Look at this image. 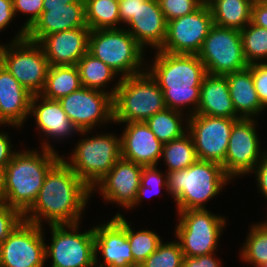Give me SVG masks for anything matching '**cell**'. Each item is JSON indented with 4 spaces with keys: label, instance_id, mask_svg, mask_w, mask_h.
<instances>
[{
    "label": "cell",
    "instance_id": "6da1fadb",
    "mask_svg": "<svg viewBox=\"0 0 267 267\" xmlns=\"http://www.w3.org/2000/svg\"><path fill=\"white\" fill-rule=\"evenodd\" d=\"M91 198V188L61 158L47 173L23 220L42 227L80 223L86 219L84 214Z\"/></svg>",
    "mask_w": 267,
    "mask_h": 267
},
{
    "label": "cell",
    "instance_id": "7a4b0ae2",
    "mask_svg": "<svg viewBox=\"0 0 267 267\" xmlns=\"http://www.w3.org/2000/svg\"><path fill=\"white\" fill-rule=\"evenodd\" d=\"M147 60V71L158 82L166 108L194 115L200 101V87L207 75L196 54H173L155 50Z\"/></svg>",
    "mask_w": 267,
    "mask_h": 267
},
{
    "label": "cell",
    "instance_id": "3957f363",
    "mask_svg": "<svg viewBox=\"0 0 267 267\" xmlns=\"http://www.w3.org/2000/svg\"><path fill=\"white\" fill-rule=\"evenodd\" d=\"M22 148L4 169V203L24 214L37 199L47 173L61 154L40 147Z\"/></svg>",
    "mask_w": 267,
    "mask_h": 267
},
{
    "label": "cell",
    "instance_id": "277c9868",
    "mask_svg": "<svg viewBox=\"0 0 267 267\" xmlns=\"http://www.w3.org/2000/svg\"><path fill=\"white\" fill-rule=\"evenodd\" d=\"M168 194L176 210L207 209V202L218 197L234 181L221 164L197 160L188 168L167 172Z\"/></svg>",
    "mask_w": 267,
    "mask_h": 267
},
{
    "label": "cell",
    "instance_id": "5b68a950",
    "mask_svg": "<svg viewBox=\"0 0 267 267\" xmlns=\"http://www.w3.org/2000/svg\"><path fill=\"white\" fill-rule=\"evenodd\" d=\"M78 136L69 155L63 153L61 158L92 189L121 158V135L96 129L81 131Z\"/></svg>",
    "mask_w": 267,
    "mask_h": 267
},
{
    "label": "cell",
    "instance_id": "8992f818",
    "mask_svg": "<svg viewBox=\"0 0 267 267\" xmlns=\"http://www.w3.org/2000/svg\"><path fill=\"white\" fill-rule=\"evenodd\" d=\"M88 52L121 78L147 70V51L124 28L90 30Z\"/></svg>",
    "mask_w": 267,
    "mask_h": 267
},
{
    "label": "cell",
    "instance_id": "52a82bcc",
    "mask_svg": "<svg viewBox=\"0 0 267 267\" xmlns=\"http://www.w3.org/2000/svg\"><path fill=\"white\" fill-rule=\"evenodd\" d=\"M177 213V214H176ZM177 224L173 229L184 257H198L220 250L223 231L228 226L229 217L215 214L211 209H189L176 211Z\"/></svg>",
    "mask_w": 267,
    "mask_h": 267
},
{
    "label": "cell",
    "instance_id": "ba28073f",
    "mask_svg": "<svg viewBox=\"0 0 267 267\" xmlns=\"http://www.w3.org/2000/svg\"><path fill=\"white\" fill-rule=\"evenodd\" d=\"M113 106L114 123L146 121L166 108L163 92L147 70L121 78Z\"/></svg>",
    "mask_w": 267,
    "mask_h": 267
},
{
    "label": "cell",
    "instance_id": "9c48e42d",
    "mask_svg": "<svg viewBox=\"0 0 267 267\" xmlns=\"http://www.w3.org/2000/svg\"><path fill=\"white\" fill-rule=\"evenodd\" d=\"M82 223L48 225L51 236L46 245L49 267H93L95 265V234L93 226L83 229ZM85 230V231H84ZM50 262H49V261Z\"/></svg>",
    "mask_w": 267,
    "mask_h": 267
},
{
    "label": "cell",
    "instance_id": "30bf717a",
    "mask_svg": "<svg viewBox=\"0 0 267 267\" xmlns=\"http://www.w3.org/2000/svg\"><path fill=\"white\" fill-rule=\"evenodd\" d=\"M0 63L32 95L42 92L50 64L38 42L23 38L1 43Z\"/></svg>",
    "mask_w": 267,
    "mask_h": 267
},
{
    "label": "cell",
    "instance_id": "8fae6325",
    "mask_svg": "<svg viewBox=\"0 0 267 267\" xmlns=\"http://www.w3.org/2000/svg\"><path fill=\"white\" fill-rule=\"evenodd\" d=\"M259 120L240 118L233 124L224 160V172L234 182L247 177L267 151L266 146L262 148Z\"/></svg>",
    "mask_w": 267,
    "mask_h": 267
},
{
    "label": "cell",
    "instance_id": "7c38bea8",
    "mask_svg": "<svg viewBox=\"0 0 267 267\" xmlns=\"http://www.w3.org/2000/svg\"><path fill=\"white\" fill-rule=\"evenodd\" d=\"M207 74L224 76L249 66L242 47L240 30L213 25L197 54Z\"/></svg>",
    "mask_w": 267,
    "mask_h": 267
},
{
    "label": "cell",
    "instance_id": "4fadbf2b",
    "mask_svg": "<svg viewBox=\"0 0 267 267\" xmlns=\"http://www.w3.org/2000/svg\"><path fill=\"white\" fill-rule=\"evenodd\" d=\"M58 101L79 132L106 131L107 125L114 124L113 96L107 92L82 86Z\"/></svg>",
    "mask_w": 267,
    "mask_h": 267
},
{
    "label": "cell",
    "instance_id": "5bb4252c",
    "mask_svg": "<svg viewBox=\"0 0 267 267\" xmlns=\"http://www.w3.org/2000/svg\"><path fill=\"white\" fill-rule=\"evenodd\" d=\"M46 228L22 220L0 244V266H49L46 264Z\"/></svg>",
    "mask_w": 267,
    "mask_h": 267
},
{
    "label": "cell",
    "instance_id": "9a60e30c",
    "mask_svg": "<svg viewBox=\"0 0 267 267\" xmlns=\"http://www.w3.org/2000/svg\"><path fill=\"white\" fill-rule=\"evenodd\" d=\"M238 119L194 114L188 116L191 135L198 160L221 164L224 160L233 124Z\"/></svg>",
    "mask_w": 267,
    "mask_h": 267
},
{
    "label": "cell",
    "instance_id": "2e32d148",
    "mask_svg": "<svg viewBox=\"0 0 267 267\" xmlns=\"http://www.w3.org/2000/svg\"><path fill=\"white\" fill-rule=\"evenodd\" d=\"M120 212L122 211L117 210L110 219L104 221L99 219V222L93 225L95 266H134V258L125 231V214Z\"/></svg>",
    "mask_w": 267,
    "mask_h": 267
},
{
    "label": "cell",
    "instance_id": "e0dca14e",
    "mask_svg": "<svg viewBox=\"0 0 267 267\" xmlns=\"http://www.w3.org/2000/svg\"><path fill=\"white\" fill-rule=\"evenodd\" d=\"M29 116V119L33 117L34 131L41 137L40 148L57 152L55 146L58 142L65 144V141L69 143L67 140L78 137L79 130L67 117L58 100H49L40 94L32 95Z\"/></svg>",
    "mask_w": 267,
    "mask_h": 267
},
{
    "label": "cell",
    "instance_id": "ac0fdd59",
    "mask_svg": "<svg viewBox=\"0 0 267 267\" xmlns=\"http://www.w3.org/2000/svg\"><path fill=\"white\" fill-rule=\"evenodd\" d=\"M214 25L208 5L167 22L166 39L159 51L173 54H198Z\"/></svg>",
    "mask_w": 267,
    "mask_h": 267
},
{
    "label": "cell",
    "instance_id": "d6986e66",
    "mask_svg": "<svg viewBox=\"0 0 267 267\" xmlns=\"http://www.w3.org/2000/svg\"><path fill=\"white\" fill-rule=\"evenodd\" d=\"M143 166L120 158L113 168L91 189L104 203L127 210L134 204L140 187ZM109 202V203H108Z\"/></svg>",
    "mask_w": 267,
    "mask_h": 267
},
{
    "label": "cell",
    "instance_id": "ffe728a7",
    "mask_svg": "<svg viewBox=\"0 0 267 267\" xmlns=\"http://www.w3.org/2000/svg\"><path fill=\"white\" fill-rule=\"evenodd\" d=\"M123 126L121 135V158L143 167L158 166L163 149L145 121L114 123Z\"/></svg>",
    "mask_w": 267,
    "mask_h": 267
},
{
    "label": "cell",
    "instance_id": "44dd1931",
    "mask_svg": "<svg viewBox=\"0 0 267 267\" xmlns=\"http://www.w3.org/2000/svg\"><path fill=\"white\" fill-rule=\"evenodd\" d=\"M147 52L159 50L165 42L167 22L158 0L140 1L136 15L123 27Z\"/></svg>",
    "mask_w": 267,
    "mask_h": 267
},
{
    "label": "cell",
    "instance_id": "7402d4cb",
    "mask_svg": "<svg viewBox=\"0 0 267 267\" xmlns=\"http://www.w3.org/2000/svg\"><path fill=\"white\" fill-rule=\"evenodd\" d=\"M89 27H80L44 36L38 43L50 66L76 65L88 52Z\"/></svg>",
    "mask_w": 267,
    "mask_h": 267
},
{
    "label": "cell",
    "instance_id": "603a6c76",
    "mask_svg": "<svg viewBox=\"0 0 267 267\" xmlns=\"http://www.w3.org/2000/svg\"><path fill=\"white\" fill-rule=\"evenodd\" d=\"M80 27H88L84 0H77L64 7L43 8L38 20L27 31L26 38L39 42L44 36L52 33Z\"/></svg>",
    "mask_w": 267,
    "mask_h": 267
},
{
    "label": "cell",
    "instance_id": "cb8c5ba5",
    "mask_svg": "<svg viewBox=\"0 0 267 267\" xmlns=\"http://www.w3.org/2000/svg\"><path fill=\"white\" fill-rule=\"evenodd\" d=\"M32 94L0 63V105L2 126L24 128L30 114Z\"/></svg>",
    "mask_w": 267,
    "mask_h": 267
},
{
    "label": "cell",
    "instance_id": "d4e9b609",
    "mask_svg": "<svg viewBox=\"0 0 267 267\" xmlns=\"http://www.w3.org/2000/svg\"><path fill=\"white\" fill-rule=\"evenodd\" d=\"M195 114L240 119L230 97L225 76L207 74L200 87V101Z\"/></svg>",
    "mask_w": 267,
    "mask_h": 267
},
{
    "label": "cell",
    "instance_id": "484cf974",
    "mask_svg": "<svg viewBox=\"0 0 267 267\" xmlns=\"http://www.w3.org/2000/svg\"><path fill=\"white\" fill-rule=\"evenodd\" d=\"M228 81L230 97L241 118H260L266 109L262 106L254 87L251 64L240 71L224 75Z\"/></svg>",
    "mask_w": 267,
    "mask_h": 267
},
{
    "label": "cell",
    "instance_id": "4316f807",
    "mask_svg": "<svg viewBox=\"0 0 267 267\" xmlns=\"http://www.w3.org/2000/svg\"><path fill=\"white\" fill-rule=\"evenodd\" d=\"M76 66L81 86L101 90L115 96L121 77L108 65L87 52L80 58Z\"/></svg>",
    "mask_w": 267,
    "mask_h": 267
},
{
    "label": "cell",
    "instance_id": "83f0119b",
    "mask_svg": "<svg viewBox=\"0 0 267 267\" xmlns=\"http://www.w3.org/2000/svg\"><path fill=\"white\" fill-rule=\"evenodd\" d=\"M253 2L254 0H212L208 6L214 25L241 31L251 22Z\"/></svg>",
    "mask_w": 267,
    "mask_h": 267
},
{
    "label": "cell",
    "instance_id": "f1b7e54d",
    "mask_svg": "<svg viewBox=\"0 0 267 267\" xmlns=\"http://www.w3.org/2000/svg\"><path fill=\"white\" fill-rule=\"evenodd\" d=\"M81 86L76 65L50 66L40 95L49 100H59Z\"/></svg>",
    "mask_w": 267,
    "mask_h": 267
},
{
    "label": "cell",
    "instance_id": "f546056e",
    "mask_svg": "<svg viewBox=\"0 0 267 267\" xmlns=\"http://www.w3.org/2000/svg\"><path fill=\"white\" fill-rule=\"evenodd\" d=\"M145 122L163 144L182 137L188 131V116L170 108L157 112Z\"/></svg>",
    "mask_w": 267,
    "mask_h": 267
},
{
    "label": "cell",
    "instance_id": "4dcf8cb0",
    "mask_svg": "<svg viewBox=\"0 0 267 267\" xmlns=\"http://www.w3.org/2000/svg\"><path fill=\"white\" fill-rule=\"evenodd\" d=\"M197 160L193 139L187 132L182 137L163 144L159 165L164 163V171L171 172L188 168Z\"/></svg>",
    "mask_w": 267,
    "mask_h": 267
},
{
    "label": "cell",
    "instance_id": "1f68e13d",
    "mask_svg": "<svg viewBox=\"0 0 267 267\" xmlns=\"http://www.w3.org/2000/svg\"><path fill=\"white\" fill-rule=\"evenodd\" d=\"M246 234L238 258L243 265L259 267L267 261V223L263 220L251 223Z\"/></svg>",
    "mask_w": 267,
    "mask_h": 267
},
{
    "label": "cell",
    "instance_id": "d6a6232c",
    "mask_svg": "<svg viewBox=\"0 0 267 267\" xmlns=\"http://www.w3.org/2000/svg\"><path fill=\"white\" fill-rule=\"evenodd\" d=\"M86 23L90 30L120 29L118 0H84Z\"/></svg>",
    "mask_w": 267,
    "mask_h": 267
},
{
    "label": "cell",
    "instance_id": "836d02e7",
    "mask_svg": "<svg viewBox=\"0 0 267 267\" xmlns=\"http://www.w3.org/2000/svg\"><path fill=\"white\" fill-rule=\"evenodd\" d=\"M131 222L125 216V231L134 258V266H139L158 248L164 239L160 234H157L155 229H136Z\"/></svg>",
    "mask_w": 267,
    "mask_h": 267
},
{
    "label": "cell",
    "instance_id": "e575fe53",
    "mask_svg": "<svg viewBox=\"0 0 267 267\" xmlns=\"http://www.w3.org/2000/svg\"><path fill=\"white\" fill-rule=\"evenodd\" d=\"M240 34L247 63H267V29L250 22Z\"/></svg>",
    "mask_w": 267,
    "mask_h": 267
},
{
    "label": "cell",
    "instance_id": "d590c367",
    "mask_svg": "<svg viewBox=\"0 0 267 267\" xmlns=\"http://www.w3.org/2000/svg\"><path fill=\"white\" fill-rule=\"evenodd\" d=\"M167 181V172L163 170V167L162 170L158 168V166L143 167L136 201L127 211L129 212L137 209L142 201L148 197L150 198L151 196L163 193V190H165L166 195L170 197L168 194Z\"/></svg>",
    "mask_w": 267,
    "mask_h": 267
},
{
    "label": "cell",
    "instance_id": "8d00e7d4",
    "mask_svg": "<svg viewBox=\"0 0 267 267\" xmlns=\"http://www.w3.org/2000/svg\"><path fill=\"white\" fill-rule=\"evenodd\" d=\"M173 238L172 241L163 240L139 267H182L185 257L179 241Z\"/></svg>",
    "mask_w": 267,
    "mask_h": 267
},
{
    "label": "cell",
    "instance_id": "74e56055",
    "mask_svg": "<svg viewBox=\"0 0 267 267\" xmlns=\"http://www.w3.org/2000/svg\"><path fill=\"white\" fill-rule=\"evenodd\" d=\"M13 9L15 16L21 15L23 24L14 31L15 35L10 37L9 41H16L19 39L26 38L27 31L34 25L38 20L41 13L43 12V0H13Z\"/></svg>",
    "mask_w": 267,
    "mask_h": 267
},
{
    "label": "cell",
    "instance_id": "f35d334b",
    "mask_svg": "<svg viewBox=\"0 0 267 267\" xmlns=\"http://www.w3.org/2000/svg\"><path fill=\"white\" fill-rule=\"evenodd\" d=\"M166 22L189 15L203 4L198 0H158Z\"/></svg>",
    "mask_w": 267,
    "mask_h": 267
},
{
    "label": "cell",
    "instance_id": "ab89813d",
    "mask_svg": "<svg viewBox=\"0 0 267 267\" xmlns=\"http://www.w3.org/2000/svg\"><path fill=\"white\" fill-rule=\"evenodd\" d=\"M23 220V214L6 203H0V244Z\"/></svg>",
    "mask_w": 267,
    "mask_h": 267
},
{
    "label": "cell",
    "instance_id": "60d3db41",
    "mask_svg": "<svg viewBox=\"0 0 267 267\" xmlns=\"http://www.w3.org/2000/svg\"><path fill=\"white\" fill-rule=\"evenodd\" d=\"M251 72L259 101L267 110V63L251 64Z\"/></svg>",
    "mask_w": 267,
    "mask_h": 267
},
{
    "label": "cell",
    "instance_id": "b9f144b4",
    "mask_svg": "<svg viewBox=\"0 0 267 267\" xmlns=\"http://www.w3.org/2000/svg\"><path fill=\"white\" fill-rule=\"evenodd\" d=\"M255 177V186L257 194H260V197H263L265 202H267V151L263 154L260 161L257 163L255 168L248 174Z\"/></svg>",
    "mask_w": 267,
    "mask_h": 267
},
{
    "label": "cell",
    "instance_id": "7bdbcfd3",
    "mask_svg": "<svg viewBox=\"0 0 267 267\" xmlns=\"http://www.w3.org/2000/svg\"><path fill=\"white\" fill-rule=\"evenodd\" d=\"M218 252L198 257H185L182 267H223V260Z\"/></svg>",
    "mask_w": 267,
    "mask_h": 267
},
{
    "label": "cell",
    "instance_id": "ee69618b",
    "mask_svg": "<svg viewBox=\"0 0 267 267\" xmlns=\"http://www.w3.org/2000/svg\"><path fill=\"white\" fill-rule=\"evenodd\" d=\"M11 135L12 134H9V131H4L2 128L0 129V168L5 169L6 165L18 151L17 149L15 150V147L13 146L14 144L12 143Z\"/></svg>",
    "mask_w": 267,
    "mask_h": 267
},
{
    "label": "cell",
    "instance_id": "f6af8a7d",
    "mask_svg": "<svg viewBox=\"0 0 267 267\" xmlns=\"http://www.w3.org/2000/svg\"><path fill=\"white\" fill-rule=\"evenodd\" d=\"M140 1L146 0H118L121 28H123L134 15H136Z\"/></svg>",
    "mask_w": 267,
    "mask_h": 267
},
{
    "label": "cell",
    "instance_id": "bcb514c9",
    "mask_svg": "<svg viewBox=\"0 0 267 267\" xmlns=\"http://www.w3.org/2000/svg\"><path fill=\"white\" fill-rule=\"evenodd\" d=\"M15 18L13 0H0V34L5 32L8 29L7 27H10L9 25L17 20Z\"/></svg>",
    "mask_w": 267,
    "mask_h": 267
},
{
    "label": "cell",
    "instance_id": "7dc6e473",
    "mask_svg": "<svg viewBox=\"0 0 267 267\" xmlns=\"http://www.w3.org/2000/svg\"><path fill=\"white\" fill-rule=\"evenodd\" d=\"M251 23L267 29V0H254L251 8Z\"/></svg>",
    "mask_w": 267,
    "mask_h": 267
},
{
    "label": "cell",
    "instance_id": "c3c4849f",
    "mask_svg": "<svg viewBox=\"0 0 267 267\" xmlns=\"http://www.w3.org/2000/svg\"><path fill=\"white\" fill-rule=\"evenodd\" d=\"M77 0H43V8L64 7V5L76 2Z\"/></svg>",
    "mask_w": 267,
    "mask_h": 267
},
{
    "label": "cell",
    "instance_id": "681fc988",
    "mask_svg": "<svg viewBox=\"0 0 267 267\" xmlns=\"http://www.w3.org/2000/svg\"><path fill=\"white\" fill-rule=\"evenodd\" d=\"M4 194H5L4 168H0V203H4Z\"/></svg>",
    "mask_w": 267,
    "mask_h": 267
},
{
    "label": "cell",
    "instance_id": "f907efd6",
    "mask_svg": "<svg viewBox=\"0 0 267 267\" xmlns=\"http://www.w3.org/2000/svg\"><path fill=\"white\" fill-rule=\"evenodd\" d=\"M4 128L5 129V127H8V128H13V130H15V129H19L18 131H20V130H22V129H20L21 127H18V126H15V125H7V126H2V108H1V105H0V128Z\"/></svg>",
    "mask_w": 267,
    "mask_h": 267
},
{
    "label": "cell",
    "instance_id": "816d5d0a",
    "mask_svg": "<svg viewBox=\"0 0 267 267\" xmlns=\"http://www.w3.org/2000/svg\"><path fill=\"white\" fill-rule=\"evenodd\" d=\"M203 5H208L212 0H198Z\"/></svg>",
    "mask_w": 267,
    "mask_h": 267
},
{
    "label": "cell",
    "instance_id": "f5cc1de1",
    "mask_svg": "<svg viewBox=\"0 0 267 267\" xmlns=\"http://www.w3.org/2000/svg\"><path fill=\"white\" fill-rule=\"evenodd\" d=\"M259 267H267V261L264 262L262 265H260Z\"/></svg>",
    "mask_w": 267,
    "mask_h": 267
},
{
    "label": "cell",
    "instance_id": "db71d44e",
    "mask_svg": "<svg viewBox=\"0 0 267 267\" xmlns=\"http://www.w3.org/2000/svg\"><path fill=\"white\" fill-rule=\"evenodd\" d=\"M265 213H267V209H266V212H265ZM265 217H266V218H264L265 220L263 219V221L267 223V214H266Z\"/></svg>",
    "mask_w": 267,
    "mask_h": 267
}]
</instances>
